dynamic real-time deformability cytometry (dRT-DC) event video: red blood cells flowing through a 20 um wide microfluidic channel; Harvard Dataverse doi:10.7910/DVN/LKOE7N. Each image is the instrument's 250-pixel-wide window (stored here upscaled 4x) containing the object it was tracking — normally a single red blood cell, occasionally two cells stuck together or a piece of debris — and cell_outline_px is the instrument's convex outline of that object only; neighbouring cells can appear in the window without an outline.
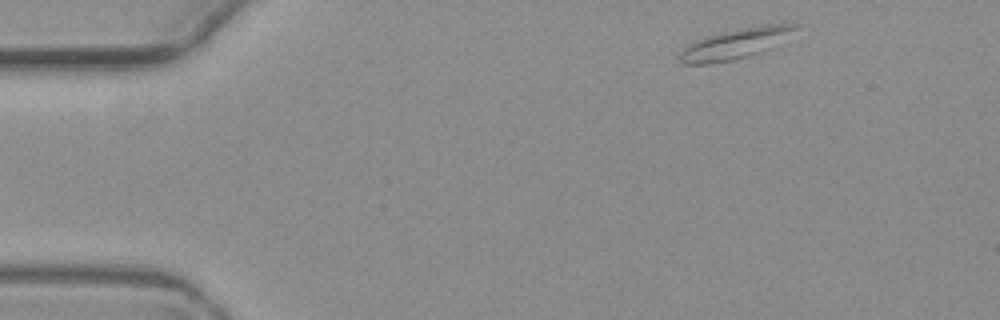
{"species": "common noctule bat (a hibernating species)", "species_latin": "Nyctalus noctula", "temperature_condition": "warm", "stored_images_in_passage": 3, "camera_frame_rate_fps": 3000, "um_per_image_px": 0.085, "animal": {"sex": "female", "body_mass_g": 19.3, "forearm_length_mm": 54.1}, "frame": {"image": 1, "passage_image": 1, "time_ms": 0.0, "image_size_px": [1000, 320], "cell_outline_px": [[804, 24], [768, 48], [732, 60], [708, 64], [684, 64], [680, 60], [680, 52], [684, 48], [708, 36], [720, 32], [764, 24]], "centroid_in_image_um": [62.49, 3.7], "position_along_channel_um": 22.5, "area_um2": 19.54}}